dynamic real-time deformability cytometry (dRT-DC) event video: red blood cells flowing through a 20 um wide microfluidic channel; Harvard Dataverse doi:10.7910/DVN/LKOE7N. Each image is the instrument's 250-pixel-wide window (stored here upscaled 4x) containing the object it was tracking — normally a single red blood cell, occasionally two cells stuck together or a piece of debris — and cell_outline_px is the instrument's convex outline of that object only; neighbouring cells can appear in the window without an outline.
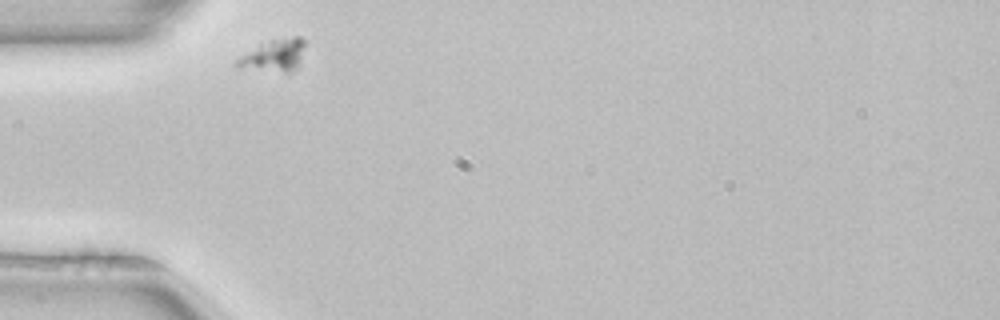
{"species": "common noctule bat (a hibernating species)", "species_latin": "Nyctalus noctula", "temperature_condition": "room temperature", "stored_images_in_passage": 30, "camera_frame_rate_fps": 3000, "um_per_image_px": 0.085, "animal": {"sex": "female", "body_mass_g": 22.7, "forearm_length_mm": 54.2}, "frame": {"image": 1, "passage_image": 1, "time_ms": 0.0, "image_size_px": [1000, 320], "cell_outline_px": [[304, 44], [300, 60], [296, 68], [292, 72], [284, 72], [236, 68], [232, 64], [240, 56], [260, 44], [268, 40], [292, 36], [300, 36], [304, 40]], "centroid_in_image_um": [23.24, 4.72], "position_along_channel_um": 61.8, "area_um2": 12.83}}